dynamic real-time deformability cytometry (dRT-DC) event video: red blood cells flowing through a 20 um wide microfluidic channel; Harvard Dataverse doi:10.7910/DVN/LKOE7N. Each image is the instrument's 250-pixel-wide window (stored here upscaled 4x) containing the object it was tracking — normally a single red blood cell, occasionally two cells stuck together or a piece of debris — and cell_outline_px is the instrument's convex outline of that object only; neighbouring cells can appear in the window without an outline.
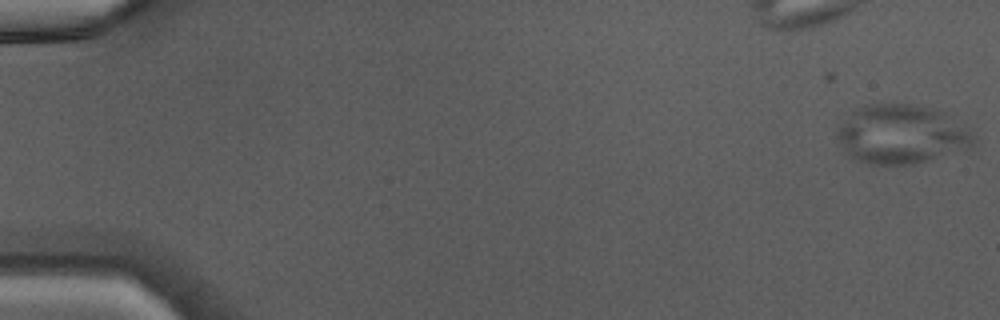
{"species": "Egyptian fruit bat (a non-hibernating species)", "species_latin": "Rousettus aegyptiacus", "temperature_condition": "warm", "stored_images_in_passage": 46, "camera_frame_rate_fps": 3000, "um_per_image_px": 0.085, "animal": {"sex": "male"}, "frame": {"image": 1, "passage_image": 1, "time_ms": 0.0, "image_size_px": [1000, 320], "cell_outline_px": [[976, 144], [968, 148], [916, 164], [868, 164], [848, 156], [840, 152], [836, 136], [836, 128], [844, 120], [864, 104], [908, 104], [936, 108], [944, 112], [968, 128], [976, 140]], "centroid_in_image_um": [76.58, 11.43], "position_along_channel_um": 8.4, "area_um2": 47.34}}
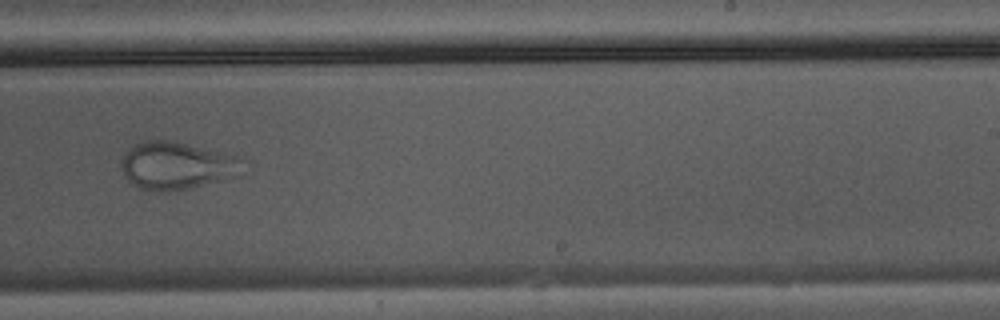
{"frame": {"image": 2, "passage_image": 30, "time_ms": 9.667, "image_size_px": [1000, 320], "cell_outline_px": [[252, 156], [244, 176], [172, 192], [148, 192], [132, 184], [128, 180], [120, 168], [120, 164], [128, 148], [132, 144], [144, 140], [172, 140]], "centroid_in_image_um": [15.25, 14.07], "position_along_channel_um": 273.7, "area_um2": 36.24}}